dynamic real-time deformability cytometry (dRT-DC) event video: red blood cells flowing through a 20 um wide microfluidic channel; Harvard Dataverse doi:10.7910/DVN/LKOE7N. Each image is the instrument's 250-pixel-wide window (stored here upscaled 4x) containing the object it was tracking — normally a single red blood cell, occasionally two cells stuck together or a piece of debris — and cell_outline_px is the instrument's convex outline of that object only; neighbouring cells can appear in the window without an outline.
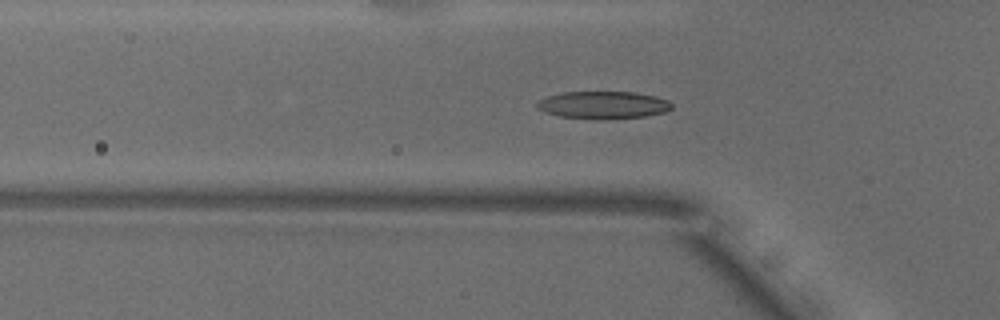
{"species": "common noctule bat (a hibernating species)", "species_latin": "Nyctalus noctula", "temperature_condition": "warm", "stored_images_in_passage": 46, "camera_frame_rate_fps": 3000, "um_per_image_px": 0.085, "animal": {"sex": "male", "body_mass_g": 18.8}, "frame": {"image": 1, "passage_image": 15, "time_ms": 4.667, "image_size_px": [1000, 320], "cell_outline_px": [[672, 108], [664, 112], [644, 116], [608, 120], [600, 120], [560, 116], [544, 112], [536, 108], [536, 104], [540, 100], [548, 96], [560, 92], [636, 92], [656, 96], [668, 100], [672, 104]], "centroid_in_image_um": [51.27, 8.93], "position_along_channel_um": 74.5, "area_um2": 21.79}}
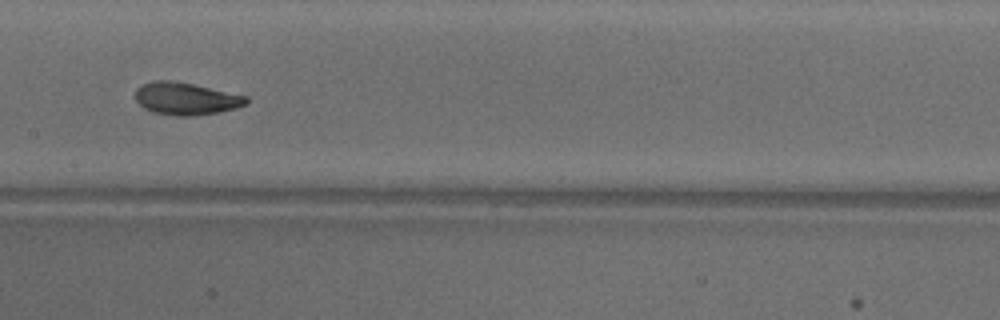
{"frame": {"image": 2, "passage_image": 24, "time_ms": 7.667, "image_size_px": [1000, 320], "cell_outline_px": [[248, 104], [236, 108], [220, 112], [192, 116], [176, 116], [152, 112], [144, 108], [136, 100], [136, 88], [140, 84], [152, 80], [168, 80], [192, 84], [248, 96]], "centroid_in_image_um": [15.8, 8.39], "position_along_channel_um": 191.6, "area_um2": 21.04}}
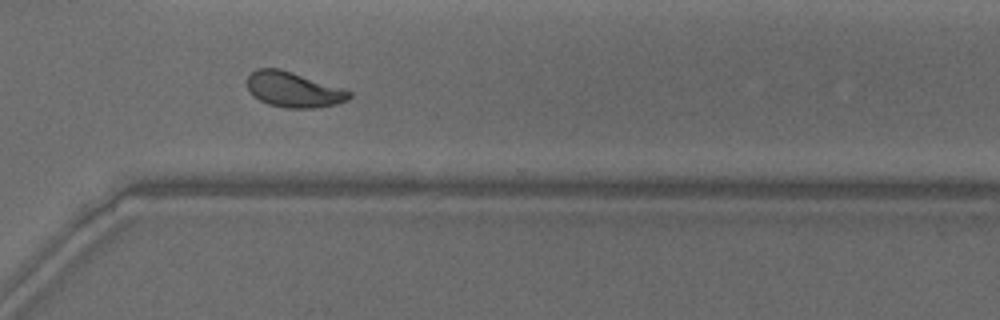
{"frame": {"image": 3, "passage_image": 36, "time_ms": 11.667, "image_size_px": [1000, 320], "cell_outline_px": [[352, 96], [348, 100], [336, 104], [316, 108], [288, 108], [268, 104], [252, 96], [248, 92], [248, 76], [256, 68], [280, 68], [352, 92]], "centroid_in_image_um": [24.92, 7.62], "position_along_channel_um": 345.7, "area_um2": 20.87}, "authors_computed_cell_mechanics": {"area_um2": 20.8369, "velocity_mm_per_s": 3.8563, "shape_relaxation_time_tau1_ms": 3.4445, "shape_relaxation_time_tau2_ms": 1.4402, "deformation_change_tau1": 0.1479, "deformation_change_tau2": 0.0731}}